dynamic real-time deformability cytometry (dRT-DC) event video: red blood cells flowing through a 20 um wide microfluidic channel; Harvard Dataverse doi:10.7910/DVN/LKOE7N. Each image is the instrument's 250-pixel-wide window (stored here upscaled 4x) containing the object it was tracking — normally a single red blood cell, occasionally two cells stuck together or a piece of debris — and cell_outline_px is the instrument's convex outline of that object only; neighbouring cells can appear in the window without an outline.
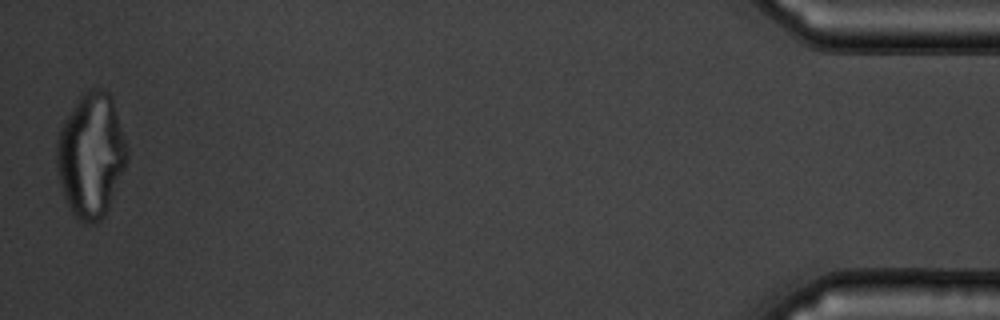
{"species": "common noctule bat (a hibernating species)", "species_latin": "Nyctalus noctula", "temperature_condition": "warm", "stored_images_in_passage": 51, "camera_frame_rate_fps": 3000, "um_per_image_px": 0.085, "animal": {"sex": "male", "body_mass_g": 19.5, "forearm_length_mm": 54.6}, "frame": {"image": 1, "passage_image": 51, "time_ms": 16.667, "image_size_px": [1000, 320], "cell_outline_px": [[128, 160], [104, 216], [100, 220], [92, 224], [80, 220], [72, 212], [68, 204], [56, 168], [56, 140], [60, 128], [64, 120], [80, 96], [84, 92], [92, 88], [100, 88], [108, 92], [112, 96], [128, 152]], "centroid_in_image_um": [7.73, 13.16], "position_along_channel_um": 427.5, "area_um2": 50.4}}